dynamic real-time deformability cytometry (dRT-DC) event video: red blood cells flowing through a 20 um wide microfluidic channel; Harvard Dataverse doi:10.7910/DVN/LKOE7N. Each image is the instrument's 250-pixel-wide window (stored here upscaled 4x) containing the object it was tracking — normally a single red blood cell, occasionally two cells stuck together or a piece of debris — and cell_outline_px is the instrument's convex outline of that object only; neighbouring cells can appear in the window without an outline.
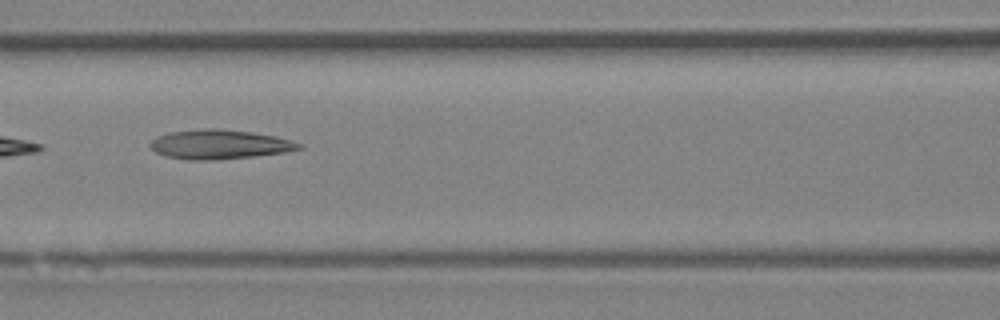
{"species": "Egyptian fruit bat (a non-hibernating species)", "species_latin": "Rousettus aegyptiacus", "temperature_condition": "room temperature", "stored_images_in_passage": 4, "camera_frame_rate_fps": 3000, "um_per_image_px": 0.085, "animal": {"sex": "female"}, "frame": {"image": 1, "passage_image": 4, "time_ms": 3.667, "image_size_px": [1000, 320], "cell_outline_px": [[300, 148], [284, 152], [252, 156], [216, 160], [188, 160], [164, 156], [156, 152], [148, 144], [156, 136], [172, 132], [204, 128], [220, 128], [252, 132], [276, 136], [292, 140], [300, 144]], "centroid_in_image_um": [18.61, 12.27], "position_along_channel_um": 148.0, "area_um2": 25.37}}